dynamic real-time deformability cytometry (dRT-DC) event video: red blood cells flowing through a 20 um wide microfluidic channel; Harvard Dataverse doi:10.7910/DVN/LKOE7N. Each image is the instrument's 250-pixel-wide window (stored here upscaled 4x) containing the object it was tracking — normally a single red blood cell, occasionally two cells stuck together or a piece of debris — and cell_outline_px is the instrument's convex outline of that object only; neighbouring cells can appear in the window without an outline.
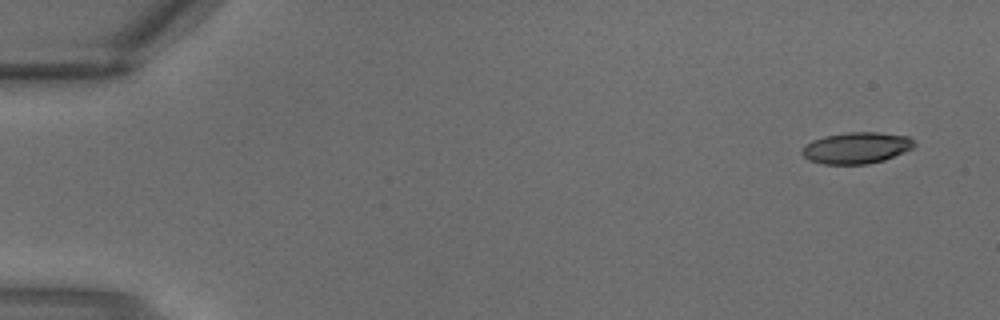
{"species": "common noctule bat (a hibernating species)", "species_latin": "Nyctalus noctula", "temperature_condition": "warm", "stored_images_in_passage": 2, "camera_frame_rate_fps": 3000, "um_per_image_px": 0.085, "animal": {"sex": "male", "body_mass_g": 18.8}, "frame": {"image": 1, "passage_image": 1, "time_ms": 0.0, "image_size_px": [1000, 320], "cell_outline_px": [[916, 144], [912, 148], [904, 152], [884, 160], [868, 164], [824, 164], [808, 160], [800, 152], [812, 140], [824, 136], [848, 132], [876, 132], [908, 136]], "centroid_in_image_um": [72.8, 12.57], "position_along_channel_um": 12.2, "area_um2": 20.4}}